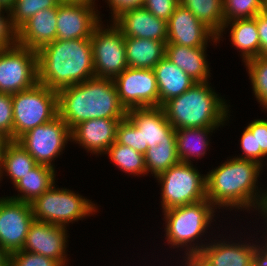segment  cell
Masks as SVG:
<instances>
[{
  "label": "cell",
  "instance_id": "obj_13",
  "mask_svg": "<svg viewBox=\"0 0 267 266\" xmlns=\"http://www.w3.org/2000/svg\"><path fill=\"white\" fill-rule=\"evenodd\" d=\"M220 235L219 233L216 239L212 236L209 243L195 256L203 266H253L257 240L252 234L248 238L246 236L244 241L243 238L233 240L230 236L232 234H229V239L223 233L221 237Z\"/></svg>",
  "mask_w": 267,
  "mask_h": 266
},
{
  "label": "cell",
  "instance_id": "obj_43",
  "mask_svg": "<svg viewBox=\"0 0 267 266\" xmlns=\"http://www.w3.org/2000/svg\"><path fill=\"white\" fill-rule=\"evenodd\" d=\"M254 18L260 40V56L267 57V9L258 13Z\"/></svg>",
  "mask_w": 267,
  "mask_h": 266
},
{
  "label": "cell",
  "instance_id": "obj_25",
  "mask_svg": "<svg viewBox=\"0 0 267 266\" xmlns=\"http://www.w3.org/2000/svg\"><path fill=\"white\" fill-rule=\"evenodd\" d=\"M219 127H197L175 129L177 153L181 162L193 164L201 160L210 148V136ZM211 134V135H210Z\"/></svg>",
  "mask_w": 267,
  "mask_h": 266
},
{
  "label": "cell",
  "instance_id": "obj_32",
  "mask_svg": "<svg viewBox=\"0 0 267 266\" xmlns=\"http://www.w3.org/2000/svg\"><path fill=\"white\" fill-rule=\"evenodd\" d=\"M244 66L252 85L254 98L263 108L262 111H267V57H256L245 62Z\"/></svg>",
  "mask_w": 267,
  "mask_h": 266
},
{
  "label": "cell",
  "instance_id": "obj_9",
  "mask_svg": "<svg viewBox=\"0 0 267 266\" xmlns=\"http://www.w3.org/2000/svg\"><path fill=\"white\" fill-rule=\"evenodd\" d=\"M103 22L95 27L90 38L94 73L97 78L114 79L128 68L125 36L112 21L108 22L110 25Z\"/></svg>",
  "mask_w": 267,
  "mask_h": 266
},
{
  "label": "cell",
  "instance_id": "obj_33",
  "mask_svg": "<svg viewBox=\"0 0 267 266\" xmlns=\"http://www.w3.org/2000/svg\"><path fill=\"white\" fill-rule=\"evenodd\" d=\"M61 0H15L9 8L12 24L18 30L40 10L56 8Z\"/></svg>",
  "mask_w": 267,
  "mask_h": 266
},
{
  "label": "cell",
  "instance_id": "obj_12",
  "mask_svg": "<svg viewBox=\"0 0 267 266\" xmlns=\"http://www.w3.org/2000/svg\"><path fill=\"white\" fill-rule=\"evenodd\" d=\"M113 81L119 100L126 110L159 107V92L153 69L128 67Z\"/></svg>",
  "mask_w": 267,
  "mask_h": 266
},
{
  "label": "cell",
  "instance_id": "obj_16",
  "mask_svg": "<svg viewBox=\"0 0 267 266\" xmlns=\"http://www.w3.org/2000/svg\"><path fill=\"white\" fill-rule=\"evenodd\" d=\"M97 6L85 3L61 2L57 14V39L91 38L95 27L103 20Z\"/></svg>",
  "mask_w": 267,
  "mask_h": 266
},
{
  "label": "cell",
  "instance_id": "obj_45",
  "mask_svg": "<svg viewBox=\"0 0 267 266\" xmlns=\"http://www.w3.org/2000/svg\"><path fill=\"white\" fill-rule=\"evenodd\" d=\"M258 214H260L258 216L262 217L261 218L262 220H265V221H263V223H264L263 226L264 227L266 226L264 229L266 232H264L262 235L267 239V201L261 207V210L258 212Z\"/></svg>",
  "mask_w": 267,
  "mask_h": 266
},
{
  "label": "cell",
  "instance_id": "obj_36",
  "mask_svg": "<svg viewBox=\"0 0 267 266\" xmlns=\"http://www.w3.org/2000/svg\"><path fill=\"white\" fill-rule=\"evenodd\" d=\"M255 136L256 162L264 167L267 160V119H254L246 126Z\"/></svg>",
  "mask_w": 267,
  "mask_h": 266
},
{
  "label": "cell",
  "instance_id": "obj_20",
  "mask_svg": "<svg viewBox=\"0 0 267 266\" xmlns=\"http://www.w3.org/2000/svg\"><path fill=\"white\" fill-rule=\"evenodd\" d=\"M112 22L125 37L167 42V22L155 17L143 6L122 11Z\"/></svg>",
  "mask_w": 267,
  "mask_h": 266
},
{
  "label": "cell",
  "instance_id": "obj_6",
  "mask_svg": "<svg viewBox=\"0 0 267 266\" xmlns=\"http://www.w3.org/2000/svg\"><path fill=\"white\" fill-rule=\"evenodd\" d=\"M54 184L31 203L34 220L68 227L98 212V205L68 188Z\"/></svg>",
  "mask_w": 267,
  "mask_h": 266
},
{
  "label": "cell",
  "instance_id": "obj_21",
  "mask_svg": "<svg viewBox=\"0 0 267 266\" xmlns=\"http://www.w3.org/2000/svg\"><path fill=\"white\" fill-rule=\"evenodd\" d=\"M58 7L40 10L18 29V44L33 51L57 39Z\"/></svg>",
  "mask_w": 267,
  "mask_h": 266
},
{
  "label": "cell",
  "instance_id": "obj_49",
  "mask_svg": "<svg viewBox=\"0 0 267 266\" xmlns=\"http://www.w3.org/2000/svg\"><path fill=\"white\" fill-rule=\"evenodd\" d=\"M9 140L4 137L1 133H0V162H1V157H2V152H3V148L5 146V144L8 142Z\"/></svg>",
  "mask_w": 267,
  "mask_h": 266
},
{
  "label": "cell",
  "instance_id": "obj_27",
  "mask_svg": "<svg viewBox=\"0 0 267 266\" xmlns=\"http://www.w3.org/2000/svg\"><path fill=\"white\" fill-rule=\"evenodd\" d=\"M57 170L37 164L30 173H27L13 187L18 194L8 196L11 199L31 203L36 197L41 196L56 182Z\"/></svg>",
  "mask_w": 267,
  "mask_h": 266
},
{
  "label": "cell",
  "instance_id": "obj_15",
  "mask_svg": "<svg viewBox=\"0 0 267 266\" xmlns=\"http://www.w3.org/2000/svg\"><path fill=\"white\" fill-rule=\"evenodd\" d=\"M68 228L34 220L28 230L22 250L41 254L58 261L62 266L69 262L67 246Z\"/></svg>",
  "mask_w": 267,
  "mask_h": 266
},
{
  "label": "cell",
  "instance_id": "obj_5",
  "mask_svg": "<svg viewBox=\"0 0 267 266\" xmlns=\"http://www.w3.org/2000/svg\"><path fill=\"white\" fill-rule=\"evenodd\" d=\"M217 212L219 213L207 199L162 211V220L165 221L164 237L169 248L177 249V252L185 250L182 257H195L209 243L208 240L212 239L214 233L207 234L211 229L213 231L214 227L211 226L217 222Z\"/></svg>",
  "mask_w": 267,
  "mask_h": 266
},
{
  "label": "cell",
  "instance_id": "obj_41",
  "mask_svg": "<svg viewBox=\"0 0 267 266\" xmlns=\"http://www.w3.org/2000/svg\"><path fill=\"white\" fill-rule=\"evenodd\" d=\"M239 141L242 154L234 157L256 162L255 136H253V133L247 127L244 128Z\"/></svg>",
  "mask_w": 267,
  "mask_h": 266
},
{
  "label": "cell",
  "instance_id": "obj_48",
  "mask_svg": "<svg viewBox=\"0 0 267 266\" xmlns=\"http://www.w3.org/2000/svg\"><path fill=\"white\" fill-rule=\"evenodd\" d=\"M61 2H73V3H85L89 5L97 6L96 0H61Z\"/></svg>",
  "mask_w": 267,
  "mask_h": 266
},
{
  "label": "cell",
  "instance_id": "obj_39",
  "mask_svg": "<svg viewBox=\"0 0 267 266\" xmlns=\"http://www.w3.org/2000/svg\"><path fill=\"white\" fill-rule=\"evenodd\" d=\"M6 13V15H5ZM18 44V30L13 26L9 9L0 14V50Z\"/></svg>",
  "mask_w": 267,
  "mask_h": 266
},
{
  "label": "cell",
  "instance_id": "obj_42",
  "mask_svg": "<svg viewBox=\"0 0 267 266\" xmlns=\"http://www.w3.org/2000/svg\"><path fill=\"white\" fill-rule=\"evenodd\" d=\"M105 2H107L109 9H111L109 14L112 15L108 17H111L110 21H112L122 11L143 6L144 0H105Z\"/></svg>",
  "mask_w": 267,
  "mask_h": 266
},
{
  "label": "cell",
  "instance_id": "obj_46",
  "mask_svg": "<svg viewBox=\"0 0 267 266\" xmlns=\"http://www.w3.org/2000/svg\"><path fill=\"white\" fill-rule=\"evenodd\" d=\"M182 261L180 266H203L195 257L185 258L182 257Z\"/></svg>",
  "mask_w": 267,
  "mask_h": 266
},
{
  "label": "cell",
  "instance_id": "obj_11",
  "mask_svg": "<svg viewBox=\"0 0 267 266\" xmlns=\"http://www.w3.org/2000/svg\"><path fill=\"white\" fill-rule=\"evenodd\" d=\"M37 83L36 51L19 44L0 50V92L14 94Z\"/></svg>",
  "mask_w": 267,
  "mask_h": 266
},
{
  "label": "cell",
  "instance_id": "obj_7",
  "mask_svg": "<svg viewBox=\"0 0 267 266\" xmlns=\"http://www.w3.org/2000/svg\"><path fill=\"white\" fill-rule=\"evenodd\" d=\"M13 141L28 130L58 116L57 91L37 83L30 89L12 94Z\"/></svg>",
  "mask_w": 267,
  "mask_h": 266
},
{
  "label": "cell",
  "instance_id": "obj_18",
  "mask_svg": "<svg viewBox=\"0 0 267 266\" xmlns=\"http://www.w3.org/2000/svg\"><path fill=\"white\" fill-rule=\"evenodd\" d=\"M139 129L142 138V154L151 144L176 143L175 129L159 107H141L127 110L126 116Z\"/></svg>",
  "mask_w": 267,
  "mask_h": 266
},
{
  "label": "cell",
  "instance_id": "obj_51",
  "mask_svg": "<svg viewBox=\"0 0 267 266\" xmlns=\"http://www.w3.org/2000/svg\"><path fill=\"white\" fill-rule=\"evenodd\" d=\"M6 8L1 4L0 2V14L5 10Z\"/></svg>",
  "mask_w": 267,
  "mask_h": 266
},
{
  "label": "cell",
  "instance_id": "obj_3",
  "mask_svg": "<svg viewBox=\"0 0 267 266\" xmlns=\"http://www.w3.org/2000/svg\"><path fill=\"white\" fill-rule=\"evenodd\" d=\"M38 83L59 91L95 77L90 38L59 40L37 51Z\"/></svg>",
  "mask_w": 267,
  "mask_h": 266
},
{
  "label": "cell",
  "instance_id": "obj_34",
  "mask_svg": "<svg viewBox=\"0 0 267 266\" xmlns=\"http://www.w3.org/2000/svg\"><path fill=\"white\" fill-rule=\"evenodd\" d=\"M267 0H223L224 24L235 19L254 18L266 9Z\"/></svg>",
  "mask_w": 267,
  "mask_h": 266
},
{
  "label": "cell",
  "instance_id": "obj_35",
  "mask_svg": "<svg viewBox=\"0 0 267 266\" xmlns=\"http://www.w3.org/2000/svg\"><path fill=\"white\" fill-rule=\"evenodd\" d=\"M116 141L142 154V138L139 129L126 117L117 126Z\"/></svg>",
  "mask_w": 267,
  "mask_h": 266
},
{
  "label": "cell",
  "instance_id": "obj_29",
  "mask_svg": "<svg viewBox=\"0 0 267 266\" xmlns=\"http://www.w3.org/2000/svg\"><path fill=\"white\" fill-rule=\"evenodd\" d=\"M179 4L190 10L216 36L219 35L224 25L223 0H179Z\"/></svg>",
  "mask_w": 267,
  "mask_h": 266
},
{
  "label": "cell",
  "instance_id": "obj_17",
  "mask_svg": "<svg viewBox=\"0 0 267 266\" xmlns=\"http://www.w3.org/2000/svg\"><path fill=\"white\" fill-rule=\"evenodd\" d=\"M167 43L188 47H209L208 43L215 44L217 36L195 15L180 4L175 8L167 22ZM213 42V43H212Z\"/></svg>",
  "mask_w": 267,
  "mask_h": 266
},
{
  "label": "cell",
  "instance_id": "obj_31",
  "mask_svg": "<svg viewBox=\"0 0 267 266\" xmlns=\"http://www.w3.org/2000/svg\"><path fill=\"white\" fill-rule=\"evenodd\" d=\"M144 158L147 176L150 174L154 178L181 162L178 157L176 143L151 144V148L147 149Z\"/></svg>",
  "mask_w": 267,
  "mask_h": 266
},
{
  "label": "cell",
  "instance_id": "obj_37",
  "mask_svg": "<svg viewBox=\"0 0 267 266\" xmlns=\"http://www.w3.org/2000/svg\"><path fill=\"white\" fill-rule=\"evenodd\" d=\"M9 266H62L58 261L38 253L19 250L9 255Z\"/></svg>",
  "mask_w": 267,
  "mask_h": 266
},
{
  "label": "cell",
  "instance_id": "obj_24",
  "mask_svg": "<svg viewBox=\"0 0 267 266\" xmlns=\"http://www.w3.org/2000/svg\"><path fill=\"white\" fill-rule=\"evenodd\" d=\"M153 70L159 92V106L181 95L196 83L166 56L154 66Z\"/></svg>",
  "mask_w": 267,
  "mask_h": 266
},
{
  "label": "cell",
  "instance_id": "obj_50",
  "mask_svg": "<svg viewBox=\"0 0 267 266\" xmlns=\"http://www.w3.org/2000/svg\"><path fill=\"white\" fill-rule=\"evenodd\" d=\"M0 2L5 8L9 9L14 4L15 0H0Z\"/></svg>",
  "mask_w": 267,
  "mask_h": 266
},
{
  "label": "cell",
  "instance_id": "obj_10",
  "mask_svg": "<svg viewBox=\"0 0 267 266\" xmlns=\"http://www.w3.org/2000/svg\"><path fill=\"white\" fill-rule=\"evenodd\" d=\"M69 141L71 143V130L59 116L28 130L16 140L37 164L54 169H56L54 163L56 158L64 153Z\"/></svg>",
  "mask_w": 267,
  "mask_h": 266
},
{
  "label": "cell",
  "instance_id": "obj_38",
  "mask_svg": "<svg viewBox=\"0 0 267 266\" xmlns=\"http://www.w3.org/2000/svg\"><path fill=\"white\" fill-rule=\"evenodd\" d=\"M0 133L13 141L12 94L0 92Z\"/></svg>",
  "mask_w": 267,
  "mask_h": 266
},
{
  "label": "cell",
  "instance_id": "obj_44",
  "mask_svg": "<svg viewBox=\"0 0 267 266\" xmlns=\"http://www.w3.org/2000/svg\"><path fill=\"white\" fill-rule=\"evenodd\" d=\"M260 237L263 239L256 237L257 249L254 252L253 266H267V239L263 235Z\"/></svg>",
  "mask_w": 267,
  "mask_h": 266
},
{
  "label": "cell",
  "instance_id": "obj_23",
  "mask_svg": "<svg viewBox=\"0 0 267 266\" xmlns=\"http://www.w3.org/2000/svg\"><path fill=\"white\" fill-rule=\"evenodd\" d=\"M228 30H230L227 32L230 34V44L241 53L243 63L260 56V40L255 18L226 22L217 36L218 44L225 39L223 36Z\"/></svg>",
  "mask_w": 267,
  "mask_h": 266
},
{
  "label": "cell",
  "instance_id": "obj_40",
  "mask_svg": "<svg viewBox=\"0 0 267 266\" xmlns=\"http://www.w3.org/2000/svg\"><path fill=\"white\" fill-rule=\"evenodd\" d=\"M179 0H144L143 7L159 19L169 21Z\"/></svg>",
  "mask_w": 267,
  "mask_h": 266
},
{
  "label": "cell",
  "instance_id": "obj_1",
  "mask_svg": "<svg viewBox=\"0 0 267 266\" xmlns=\"http://www.w3.org/2000/svg\"><path fill=\"white\" fill-rule=\"evenodd\" d=\"M263 169L257 162L228 157L206 174L207 200L219 212L224 208L258 213L267 201L266 190L258 185Z\"/></svg>",
  "mask_w": 267,
  "mask_h": 266
},
{
  "label": "cell",
  "instance_id": "obj_30",
  "mask_svg": "<svg viewBox=\"0 0 267 266\" xmlns=\"http://www.w3.org/2000/svg\"><path fill=\"white\" fill-rule=\"evenodd\" d=\"M110 161L119 170L129 175L138 177L147 176L144 155L129 146L115 141L106 151Z\"/></svg>",
  "mask_w": 267,
  "mask_h": 266
},
{
  "label": "cell",
  "instance_id": "obj_28",
  "mask_svg": "<svg viewBox=\"0 0 267 266\" xmlns=\"http://www.w3.org/2000/svg\"><path fill=\"white\" fill-rule=\"evenodd\" d=\"M36 165L34 158L22 146L9 140L3 148L0 162L1 181L6 176L14 186Z\"/></svg>",
  "mask_w": 267,
  "mask_h": 266
},
{
  "label": "cell",
  "instance_id": "obj_26",
  "mask_svg": "<svg viewBox=\"0 0 267 266\" xmlns=\"http://www.w3.org/2000/svg\"><path fill=\"white\" fill-rule=\"evenodd\" d=\"M166 43L152 39L125 37V52L128 67L153 69L165 56Z\"/></svg>",
  "mask_w": 267,
  "mask_h": 266
},
{
  "label": "cell",
  "instance_id": "obj_2",
  "mask_svg": "<svg viewBox=\"0 0 267 266\" xmlns=\"http://www.w3.org/2000/svg\"><path fill=\"white\" fill-rule=\"evenodd\" d=\"M57 108L58 116L70 130L90 119H124L127 116L114 81L109 78L93 77L57 91Z\"/></svg>",
  "mask_w": 267,
  "mask_h": 266
},
{
  "label": "cell",
  "instance_id": "obj_47",
  "mask_svg": "<svg viewBox=\"0 0 267 266\" xmlns=\"http://www.w3.org/2000/svg\"><path fill=\"white\" fill-rule=\"evenodd\" d=\"M0 266H9V254L0 246Z\"/></svg>",
  "mask_w": 267,
  "mask_h": 266
},
{
  "label": "cell",
  "instance_id": "obj_19",
  "mask_svg": "<svg viewBox=\"0 0 267 266\" xmlns=\"http://www.w3.org/2000/svg\"><path fill=\"white\" fill-rule=\"evenodd\" d=\"M122 119H90L77 124L71 130V142L91 155H105L116 141L117 126Z\"/></svg>",
  "mask_w": 267,
  "mask_h": 266
},
{
  "label": "cell",
  "instance_id": "obj_4",
  "mask_svg": "<svg viewBox=\"0 0 267 266\" xmlns=\"http://www.w3.org/2000/svg\"><path fill=\"white\" fill-rule=\"evenodd\" d=\"M210 81L196 82L161 108L174 129L224 127L229 123L230 104L215 91Z\"/></svg>",
  "mask_w": 267,
  "mask_h": 266
},
{
  "label": "cell",
  "instance_id": "obj_14",
  "mask_svg": "<svg viewBox=\"0 0 267 266\" xmlns=\"http://www.w3.org/2000/svg\"><path fill=\"white\" fill-rule=\"evenodd\" d=\"M33 221L30 203L0 197V246L9 255L23 248Z\"/></svg>",
  "mask_w": 267,
  "mask_h": 266
},
{
  "label": "cell",
  "instance_id": "obj_8",
  "mask_svg": "<svg viewBox=\"0 0 267 266\" xmlns=\"http://www.w3.org/2000/svg\"><path fill=\"white\" fill-rule=\"evenodd\" d=\"M196 168L180 162L155 178L161 187L162 211L207 199L206 174Z\"/></svg>",
  "mask_w": 267,
  "mask_h": 266
},
{
  "label": "cell",
  "instance_id": "obj_22",
  "mask_svg": "<svg viewBox=\"0 0 267 266\" xmlns=\"http://www.w3.org/2000/svg\"><path fill=\"white\" fill-rule=\"evenodd\" d=\"M208 47H188L178 44H166L165 56L195 82H207L211 79L210 63L207 59ZM209 63V64H208Z\"/></svg>",
  "mask_w": 267,
  "mask_h": 266
}]
</instances>
